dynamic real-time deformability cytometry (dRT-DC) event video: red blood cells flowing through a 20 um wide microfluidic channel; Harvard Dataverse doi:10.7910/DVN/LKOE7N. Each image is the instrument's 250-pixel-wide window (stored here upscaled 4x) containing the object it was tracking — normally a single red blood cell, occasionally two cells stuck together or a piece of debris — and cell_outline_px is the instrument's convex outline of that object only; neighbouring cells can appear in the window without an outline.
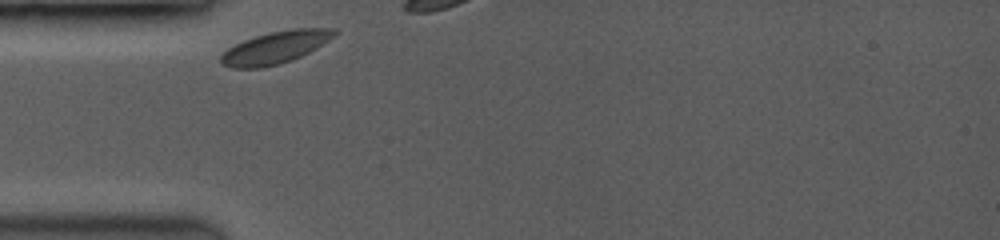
{"species": "common noctule bat (a hibernating species)", "species_latin": "Nyctalus noctula", "temperature_condition": "room temperature", "stored_images_in_passage": 8, "camera_frame_rate_fps": 3500, "um_per_image_px": 0.085, "animal": {"sex": "female", "body_mass_g": 19.0, "forearm_length_mm": 53.3}, "frame": {"image": 1, "passage_image": 1, "time_ms": 0.0, "image_size_px": [1000, 240], "cell_outline_px": [[340, 32], [336, 36], [316, 48], [292, 60], [260, 68], [232, 68], [220, 64], [220, 56], [228, 48], [244, 40], [268, 32], [292, 28], [336, 28]], "centroid_in_image_um": [23.43, 4.02], "position_along_channel_um": 61.6, "area_um2": 21.39}}